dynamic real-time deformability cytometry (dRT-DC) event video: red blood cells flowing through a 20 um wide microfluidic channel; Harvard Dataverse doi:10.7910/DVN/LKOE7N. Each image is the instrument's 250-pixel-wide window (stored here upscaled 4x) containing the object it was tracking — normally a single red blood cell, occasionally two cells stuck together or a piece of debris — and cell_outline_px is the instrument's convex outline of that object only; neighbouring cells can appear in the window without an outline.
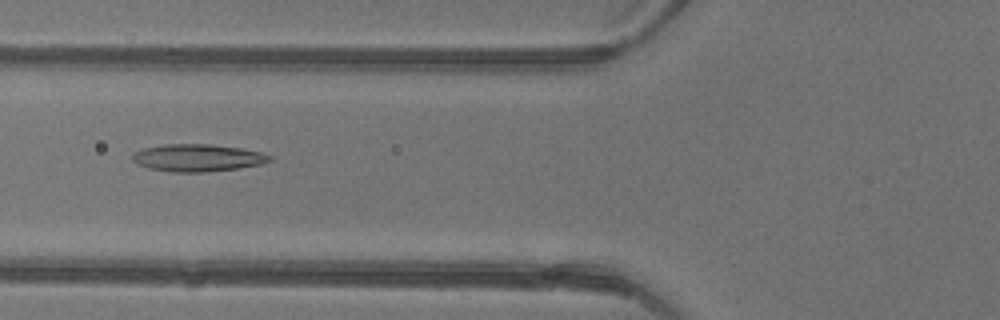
{"species": "common noctule bat (a hibernating species)", "species_latin": "Nyctalus noctula", "temperature_condition": "warm", "stored_images_in_passage": 47, "camera_frame_rate_fps": 3000, "um_per_image_px": 0.085, "animal": {"sex": "female"}, "frame": {"image": 1, "passage_image": 19, "time_ms": 6.0, "image_size_px": [1000, 320], "cell_outline_px": [[272, 160], [260, 164], [236, 168], [204, 172], [172, 172], [148, 168], [136, 164], [132, 160], [132, 152], [144, 148], [164, 144], [208, 144], [240, 148], [260, 152], [272, 156]], "centroid_in_image_um": [16.74, 13.41], "position_along_channel_um": 109.1, "area_um2": 21.79}}
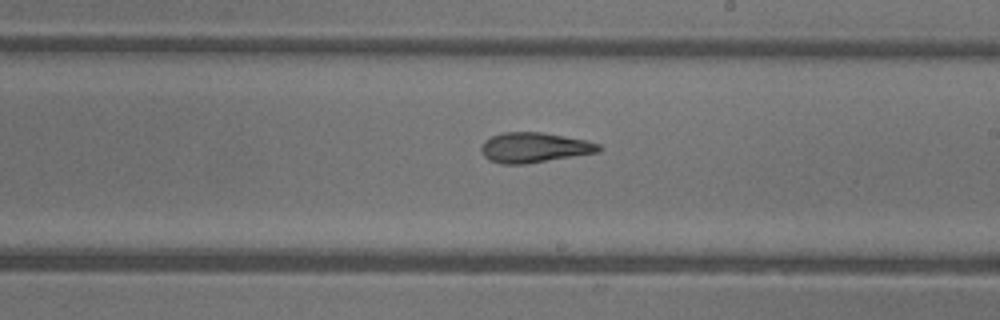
{"frame": {"image": 2, "passage_image": 28, "time_ms": 9.0, "image_size_px": [1000, 320], "cell_outline_px": [[604, 148], [600, 152], [524, 164], [500, 164], [488, 160], [484, 156], [480, 148], [484, 140], [492, 136], [504, 132], [544, 132], [588, 140], [600, 144]], "centroid_in_image_um": [45.44, 12.54], "position_along_channel_um": 243.6, "area_um2": 20.87}}
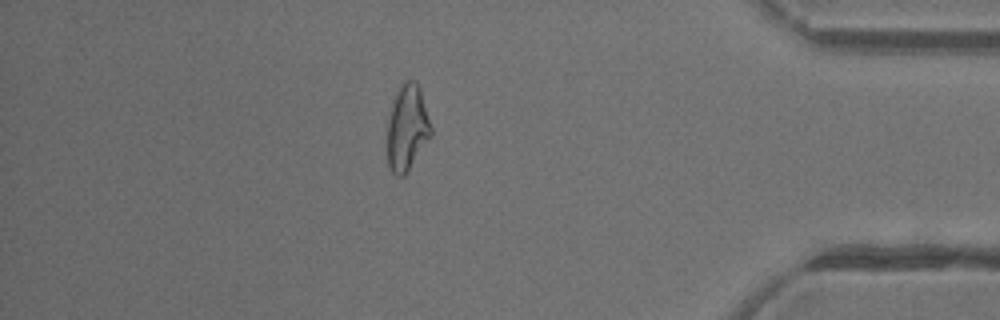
{"frame": {"image": 3, "passage_image": 41, "time_ms": 13.333, "image_size_px": [1000, 320], "cell_outline_px": [[432, 136], [404, 176], [396, 176], [388, 168], [388, 120], [392, 100], [396, 92], [404, 80], [416, 80], [420, 88], [432, 128]], "centroid_in_image_um": [34.61, 10.85], "position_along_channel_um": 400.6, "area_um2": 22.02}, "authors_computed_cell_mechanics": {"area_um2": 22.1374, "velocity_mm_per_s": 4.4858, "shape_relaxation_time_tau1_ms": 9.9929, "shape_relaxation_time_tau2_ms": 2.3445, "deformation_change_tau1": 0.3259, "deformation_change_tau2": 0.1195}}